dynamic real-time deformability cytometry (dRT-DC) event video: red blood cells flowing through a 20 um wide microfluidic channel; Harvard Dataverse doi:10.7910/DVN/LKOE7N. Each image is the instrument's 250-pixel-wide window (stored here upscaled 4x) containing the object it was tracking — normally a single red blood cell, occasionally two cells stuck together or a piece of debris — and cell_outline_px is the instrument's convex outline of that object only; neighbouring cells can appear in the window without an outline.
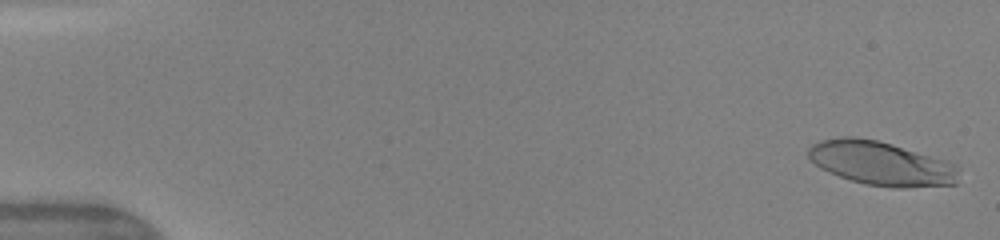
{"species": "human", "species_latin": "Homo sapiens", "temperature_condition": "warm", "stored_images_in_passage": 49, "camera_frame_rate_fps": 3000, "um_per_image_px": 0.085, "donor": {"sex": "female"}, "frame": {"image": 1, "passage_image": 2, "time_ms": 0.333, "image_size_px": [1000, 240], "cell_outline_px": [[960, 168], [956, 184], [908, 188], [896, 188], [868, 184], [852, 180], [828, 172], [820, 168], [808, 156], [808, 148], [812, 144], [820, 140], [840, 136], [856, 136], [876, 140], [892, 144], [948, 160], [956, 164]], "centroid_in_image_um": [74.94, 13.88], "position_along_channel_um": 10.1, "area_um2": 38.84}}
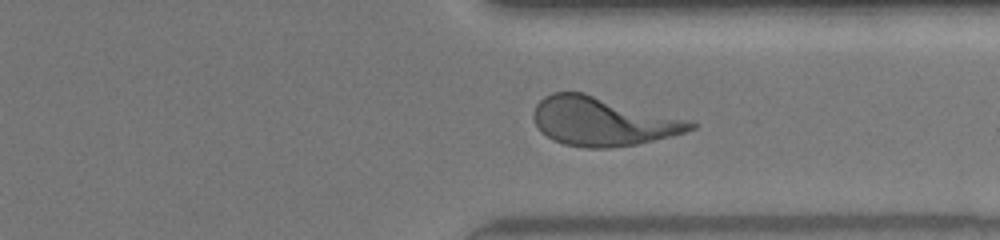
{"frame": {"image": 2, "passage_image": 38, "time_ms": 12.333, "image_size_px": [1000, 240], "cell_outline_px": [[696, 128], [684, 132], [636, 144], [608, 148], [588, 148], [564, 144], [552, 140], [540, 132], [532, 116], [532, 112], [536, 104], [544, 96], [552, 92], [584, 92], [692, 120], [696, 124]], "centroid_in_image_um": [51.19, 10.3], "position_along_channel_um": 360.2, "area_um2": 44.8}}
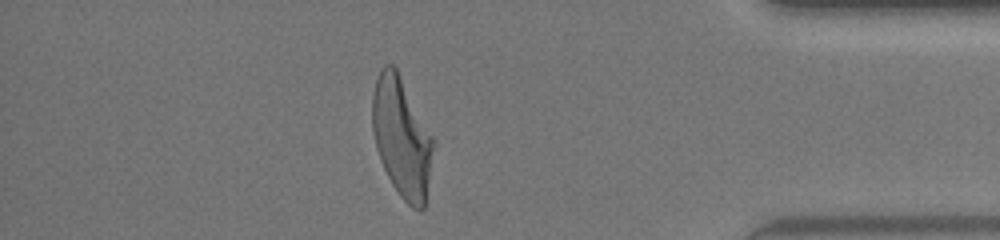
{"frame": {"image": 3, "passage_image": 43, "time_ms": 14.0, "image_size_px": [1000, 240], "cell_outline_px": [[436, 144], [424, 208], [412, 208], [400, 196], [392, 184], [380, 160], [376, 148], [372, 132], [372, 96], [376, 80], [380, 68], [384, 64], [392, 64], [396, 68], [436, 140]], "centroid_in_image_um": [34.16, 11.67], "position_along_channel_um": 401.0, "area_um2": 42.95}}